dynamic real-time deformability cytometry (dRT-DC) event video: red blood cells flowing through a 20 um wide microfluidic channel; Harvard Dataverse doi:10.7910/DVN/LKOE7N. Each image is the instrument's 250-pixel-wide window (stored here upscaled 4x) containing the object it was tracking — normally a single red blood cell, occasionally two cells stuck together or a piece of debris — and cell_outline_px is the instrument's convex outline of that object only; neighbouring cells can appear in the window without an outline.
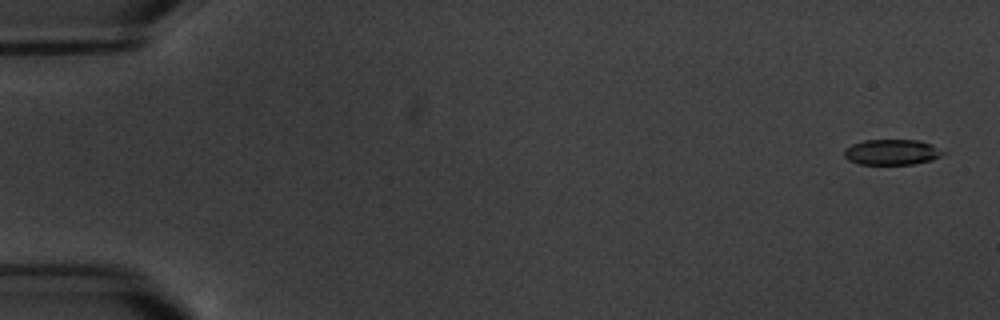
{"species": "common noctule bat (a hibernating species)", "species_latin": "Nyctalus noctula", "temperature_condition": "warm", "stored_images_in_passage": 8, "camera_frame_rate_fps": 3000, "um_per_image_px": 0.085, "animal": {"sex": "male", "body_mass_g": 20.1, "forearm_length_mm": 53.5}, "frame": {"image": 1, "passage_image": 1, "time_ms": 0.0, "image_size_px": [1000, 320], "cell_outline_px": [[948, 152], [932, 160], [912, 164], [860, 164], [848, 160], [844, 156], [844, 152], [852, 144], [864, 140], [920, 140], [932, 144]], "centroid_in_image_um": [75.86, 12.92], "position_along_channel_um": 9.1, "area_um2": 14.74}}
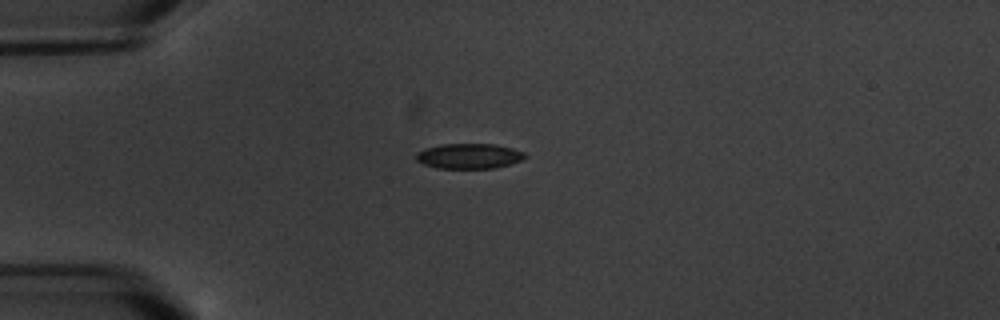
{"frame": {"image": 2, "passage_image": 5, "time_ms": 4.667, "image_size_px": [1000, 320], "cell_outline_px": [[528, 156], [524, 160], [512, 164], [492, 168], [436, 168], [424, 164], [416, 160], [416, 152], [424, 148], [440, 144], [492, 144], [512, 148], [524, 152]], "centroid_in_image_um": [39.88, 13.26], "position_along_channel_um": 45.1, "area_um2": 16.13}}